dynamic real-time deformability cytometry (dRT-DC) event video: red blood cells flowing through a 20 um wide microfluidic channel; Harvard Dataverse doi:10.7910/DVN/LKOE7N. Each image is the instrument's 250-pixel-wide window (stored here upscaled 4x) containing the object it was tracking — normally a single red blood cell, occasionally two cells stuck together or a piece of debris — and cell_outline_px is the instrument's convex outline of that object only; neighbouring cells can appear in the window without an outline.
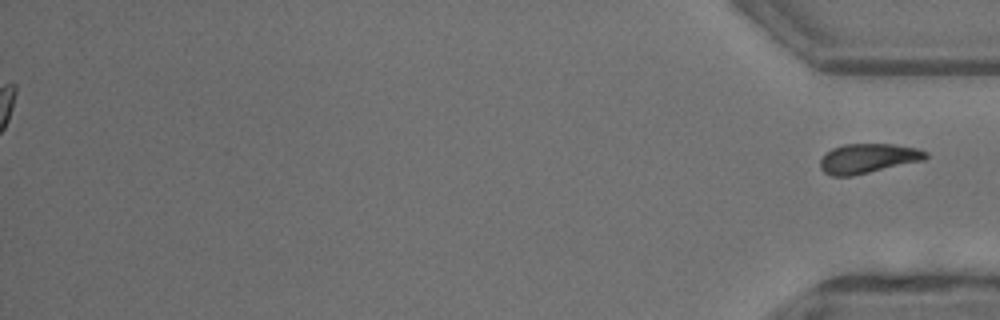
{"species": "common noctule bat (a hibernating species)", "species_latin": "Nyctalus noctula", "temperature_condition": "warm", "stored_images_in_passage": 38, "segment_of_instrument_passage": [2, 2], "camera_frame_rate_fps": 3000, "um_per_image_px": 0.085, "animal": {"sex": "male", "body_mass_g": 13.3}, "frame": {"image": 1, "passage_image": 38, "time_ms": 12.333, "image_size_px": [1000, 320], "cell_outline_px": [[928, 156], [924, 160], [852, 176], [832, 176], [824, 172], [820, 168], [820, 160], [832, 148], [844, 144], [892, 144], [920, 148], [928, 152]], "centroid_in_image_um": [73.81, 13.46], "position_along_channel_um": 361.4, "area_um2": 18.21}}